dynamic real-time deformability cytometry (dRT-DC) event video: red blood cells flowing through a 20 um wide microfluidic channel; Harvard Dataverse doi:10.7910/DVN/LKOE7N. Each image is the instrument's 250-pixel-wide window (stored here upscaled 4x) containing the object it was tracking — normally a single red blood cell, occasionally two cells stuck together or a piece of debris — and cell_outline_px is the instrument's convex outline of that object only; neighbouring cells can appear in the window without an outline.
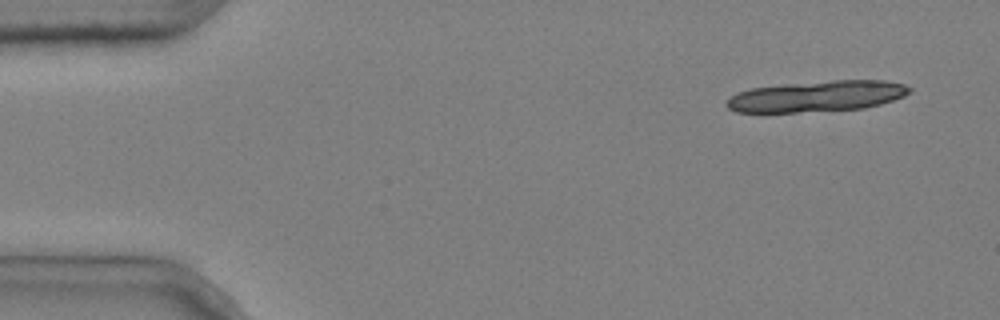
{"species": "common noctule bat (a hibernating species)", "species_latin": "Nyctalus noctula", "temperature_condition": "cold", "stored_images_in_passage": 7, "camera_frame_rate_fps": 3000, "um_per_image_px": 0.085, "animal": {"sex": "male", "body_mass_g": 20.4}, "frame": {"image": 1, "passage_image": 1, "time_ms": 0.0, "image_size_px": [1000, 320], "cell_outline_px": [[912, 92], [904, 96], [880, 104], [864, 108], [796, 112], [736, 112], [728, 108], [724, 104], [736, 92], [752, 88], [788, 84], [832, 80], [884, 80], [904, 84], [912, 88]], "centroid_in_image_um": [69.46, 8.18], "position_along_channel_um": 15.5, "area_um2": 32.83}}